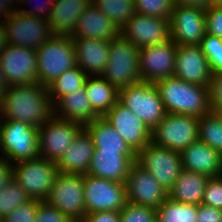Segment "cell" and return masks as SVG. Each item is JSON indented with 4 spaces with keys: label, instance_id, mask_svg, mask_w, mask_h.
<instances>
[{
    "label": "cell",
    "instance_id": "c3c4849f",
    "mask_svg": "<svg viewBox=\"0 0 222 222\" xmlns=\"http://www.w3.org/2000/svg\"><path fill=\"white\" fill-rule=\"evenodd\" d=\"M12 0H0V22H4L18 7ZM2 17V18H1Z\"/></svg>",
    "mask_w": 222,
    "mask_h": 222
},
{
    "label": "cell",
    "instance_id": "3957f363",
    "mask_svg": "<svg viewBox=\"0 0 222 222\" xmlns=\"http://www.w3.org/2000/svg\"><path fill=\"white\" fill-rule=\"evenodd\" d=\"M101 76L118 91L140 82L139 48L121 34L111 40L109 59Z\"/></svg>",
    "mask_w": 222,
    "mask_h": 222
},
{
    "label": "cell",
    "instance_id": "52a82bcc",
    "mask_svg": "<svg viewBox=\"0 0 222 222\" xmlns=\"http://www.w3.org/2000/svg\"><path fill=\"white\" fill-rule=\"evenodd\" d=\"M13 179L30 199L45 201L60 173L56 162L44 158L22 160L12 163Z\"/></svg>",
    "mask_w": 222,
    "mask_h": 222
},
{
    "label": "cell",
    "instance_id": "4dcf8cb0",
    "mask_svg": "<svg viewBox=\"0 0 222 222\" xmlns=\"http://www.w3.org/2000/svg\"><path fill=\"white\" fill-rule=\"evenodd\" d=\"M88 75L77 65L68 69L51 84L48 90L53 106L63 97L84 87Z\"/></svg>",
    "mask_w": 222,
    "mask_h": 222
},
{
    "label": "cell",
    "instance_id": "d4e9b609",
    "mask_svg": "<svg viewBox=\"0 0 222 222\" xmlns=\"http://www.w3.org/2000/svg\"><path fill=\"white\" fill-rule=\"evenodd\" d=\"M119 35L120 29L91 3L80 15L70 36L111 41Z\"/></svg>",
    "mask_w": 222,
    "mask_h": 222
},
{
    "label": "cell",
    "instance_id": "836d02e7",
    "mask_svg": "<svg viewBox=\"0 0 222 222\" xmlns=\"http://www.w3.org/2000/svg\"><path fill=\"white\" fill-rule=\"evenodd\" d=\"M198 140L222 155V118L216 112L199 117Z\"/></svg>",
    "mask_w": 222,
    "mask_h": 222
},
{
    "label": "cell",
    "instance_id": "30bf717a",
    "mask_svg": "<svg viewBox=\"0 0 222 222\" xmlns=\"http://www.w3.org/2000/svg\"><path fill=\"white\" fill-rule=\"evenodd\" d=\"M136 163L150 172L168 192L182 170L180 152L156 146L152 142L136 154Z\"/></svg>",
    "mask_w": 222,
    "mask_h": 222
},
{
    "label": "cell",
    "instance_id": "7c38bea8",
    "mask_svg": "<svg viewBox=\"0 0 222 222\" xmlns=\"http://www.w3.org/2000/svg\"><path fill=\"white\" fill-rule=\"evenodd\" d=\"M6 40L9 45H17L32 50L53 35L47 19L13 12L4 22Z\"/></svg>",
    "mask_w": 222,
    "mask_h": 222
},
{
    "label": "cell",
    "instance_id": "1f68e13d",
    "mask_svg": "<svg viewBox=\"0 0 222 222\" xmlns=\"http://www.w3.org/2000/svg\"><path fill=\"white\" fill-rule=\"evenodd\" d=\"M196 204H185L171 200L169 197L157 209L158 222H197Z\"/></svg>",
    "mask_w": 222,
    "mask_h": 222
},
{
    "label": "cell",
    "instance_id": "8992f818",
    "mask_svg": "<svg viewBox=\"0 0 222 222\" xmlns=\"http://www.w3.org/2000/svg\"><path fill=\"white\" fill-rule=\"evenodd\" d=\"M152 131L167 114L159 91L152 82L140 81L119 90V99Z\"/></svg>",
    "mask_w": 222,
    "mask_h": 222
},
{
    "label": "cell",
    "instance_id": "484cf974",
    "mask_svg": "<svg viewBox=\"0 0 222 222\" xmlns=\"http://www.w3.org/2000/svg\"><path fill=\"white\" fill-rule=\"evenodd\" d=\"M93 0H55L47 19L53 35L70 36L76 22Z\"/></svg>",
    "mask_w": 222,
    "mask_h": 222
},
{
    "label": "cell",
    "instance_id": "f907efd6",
    "mask_svg": "<svg viewBox=\"0 0 222 222\" xmlns=\"http://www.w3.org/2000/svg\"><path fill=\"white\" fill-rule=\"evenodd\" d=\"M6 45H7V40H6L4 23L0 22V53L6 47Z\"/></svg>",
    "mask_w": 222,
    "mask_h": 222
},
{
    "label": "cell",
    "instance_id": "7dc6e473",
    "mask_svg": "<svg viewBox=\"0 0 222 222\" xmlns=\"http://www.w3.org/2000/svg\"><path fill=\"white\" fill-rule=\"evenodd\" d=\"M13 179L12 163L0 158V190Z\"/></svg>",
    "mask_w": 222,
    "mask_h": 222
},
{
    "label": "cell",
    "instance_id": "603a6c76",
    "mask_svg": "<svg viewBox=\"0 0 222 222\" xmlns=\"http://www.w3.org/2000/svg\"><path fill=\"white\" fill-rule=\"evenodd\" d=\"M94 150L92 137L83 128L56 162L59 172L64 174H88Z\"/></svg>",
    "mask_w": 222,
    "mask_h": 222
},
{
    "label": "cell",
    "instance_id": "74e56055",
    "mask_svg": "<svg viewBox=\"0 0 222 222\" xmlns=\"http://www.w3.org/2000/svg\"><path fill=\"white\" fill-rule=\"evenodd\" d=\"M119 213L120 222H155L157 220V209L128 201Z\"/></svg>",
    "mask_w": 222,
    "mask_h": 222
},
{
    "label": "cell",
    "instance_id": "b9f144b4",
    "mask_svg": "<svg viewBox=\"0 0 222 222\" xmlns=\"http://www.w3.org/2000/svg\"><path fill=\"white\" fill-rule=\"evenodd\" d=\"M207 34L222 39V5H211L205 10Z\"/></svg>",
    "mask_w": 222,
    "mask_h": 222
},
{
    "label": "cell",
    "instance_id": "f5cc1de1",
    "mask_svg": "<svg viewBox=\"0 0 222 222\" xmlns=\"http://www.w3.org/2000/svg\"><path fill=\"white\" fill-rule=\"evenodd\" d=\"M211 5H222V0H211Z\"/></svg>",
    "mask_w": 222,
    "mask_h": 222
},
{
    "label": "cell",
    "instance_id": "4316f807",
    "mask_svg": "<svg viewBox=\"0 0 222 222\" xmlns=\"http://www.w3.org/2000/svg\"><path fill=\"white\" fill-rule=\"evenodd\" d=\"M54 115L62 119L77 122L83 126L99 117L92 110L84 87L63 96L54 105Z\"/></svg>",
    "mask_w": 222,
    "mask_h": 222
},
{
    "label": "cell",
    "instance_id": "8fae6325",
    "mask_svg": "<svg viewBox=\"0 0 222 222\" xmlns=\"http://www.w3.org/2000/svg\"><path fill=\"white\" fill-rule=\"evenodd\" d=\"M83 125L53 115L38 128L39 157L57 162Z\"/></svg>",
    "mask_w": 222,
    "mask_h": 222
},
{
    "label": "cell",
    "instance_id": "7402d4cb",
    "mask_svg": "<svg viewBox=\"0 0 222 222\" xmlns=\"http://www.w3.org/2000/svg\"><path fill=\"white\" fill-rule=\"evenodd\" d=\"M76 63L88 76L101 75L109 59V40L72 37Z\"/></svg>",
    "mask_w": 222,
    "mask_h": 222
},
{
    "label": "cell",
    "instance_id": "6da1fadb",
    "mask_svg": "<svg viewBox=\"0 0 222 222\" xmlns=\"http://www.w3.org/2000/svg\"><path fill=\"white\" fill-rule=\"evenodd\" d=\"M54 115L47 86L37 83L9 86L0 102V118L40 128Z\"/></svg>",
    "mask_w": 222,
    "mask_h": 222
},
{
    "label": "cell",
    "instance_id": "11a10c76",
    "mask_svg": "<svg viewBox=\"0 0 222 222\" xmlns=\"http://www.w3.org/2000/svg\"><path fill=\"white\" fill-rule=\"evenodd\" d=\"M217 113L222 118V109H220Z\"/></svg>",
    "mask_w": 222,
    "mask_h": 222
},
{
    "label": "cell",
    "instance_id": "5bb4252c",
    "mask_svg": "<svg viewBox=\"0 0 222 222\" xmlns=\"http://www.w3.org/2000/svg\"><path fill=\"white\" fill-rule=\"evenodd\" d=\"M36 50L9 45L0 53V67L9 86L38 82Z\"/></svg>",
    "mask_w": 222,
    "mask_h": 222
},
{
    "label": "cell",
    "instance_id": "e575fe53",
    "mask_svg": "<svg viewBox=\"0 0 222 222\" xmlns=\"http://www.w3.org/2000/svg\"><path fill=\"white\" fill-rule=\"evenodd\" d=\"M29 200H31L30 197L20 184L12 179L0 190V220Z\"/></svg>",
    "mask_w": 222,
    "mask_h": 222
},
{
    "label": "cell",
    "instance_id": "d6a6232c",
    "mask_svg": "<svg viewBox=\"0 0 222 222\" xmlns=\"http://www.w3.org/2000/svg\"><path fill=\"white\" fill-rule=\"evenodd\" d=\"M92 2L120 30L136 13L134 0H93Z\"/></svg>",
    "mask_w": 222,
    "mask_h": 222
},
{
    "label": "cell",
    "instance_id": "db71d44e",
    "mask_svg": "<svg viewBox=\"0 0 222 222\" xmlns=\"http://www.w3.org/2000/svg\"><path fill=\"white\" fill-rule=\"evenodd\" d=\"M13 2H14V4H16V7L19 5V7H20V4H22V2L24 1V0H12ZM18 4V5H17Z\"/></svg>",
    "mask_w": 222,
    "mask_h": 222
},
{
    "label": "cell",
    "instance_id": "816d5d0a",
    "mask_svg": "<svg viewBox=\"0 0 222 222\" xmlns=\"http://www.w3.org/2000/svg\"><path fill=\"white\" fill-rule=\"evenodd\" d=\"M8 87L9 85L6 82L4 73L2 72L0 67V102L2 100L3 93L7 90Z\"/></svg>",
    "mask_w": 222,
    "mask_h": 222
},
{
    "label": "cell",
    "instance_id": "ac0fdd59",
    "mask_svg": "<svg viewBox=\"0 0 222 222\" xmlns=\"http://www.w3.org/2000/svg\"><path fill=\"white\" fill-rule=\"evenodd\" d=\"M177 45L170 39L164 44L139 48L140 79L155 83L175 72Z\"/></svg>",
    "mask_w": 222,
    "mask_h": 222
},
{
    "label": "cell",
    "instance_id": "f546056e",
    "mask_svg": "<svg viewBox=\"0 0 222 222\" xmlns=\"http://www.w3.org/2000/svg\"><path fill=\"white\" fill-rule=\"evenodd\" d=\"M91 135L95 149L100 151H117V153H134L116 130L103 117L94 119L84 126Z\"/></svg>",
    "mask_w": 222,
    "mask_h": 222
},
{
    "label": "cell",
    "instance_id": "7a4b0ae2",
    "mask_svg": "<svg viewBox=\"0 0 222 222\" xmlns=\"http://www.w3.org/2000/svg\"><path fill=\"white\" fill-rule=\"evenodd\" d=\"M167 113L202 117L211 112L208 86L188 83L175 76L157 80Z\"/></svg>",
    "mask_w": 222,
    "mask_h": 222
},
{
    "label": "cell",
    "instance_id": "5b68a950",
    "mask_svg": "<svg viewBox=\"0 0 222 222\" xmlns=\"http://www.w3.org/2000/svg\"><path fill=\"white\" fill-rule=\"evenodd\" d=\"M0 152L10 163L39 158L38 128L0 118Z\"/></svg>",
    "mask_w": 222,
    "mask_h": 222
},
{
    "label": "cell",
    "instance_id": "d6986e66",
    "mask_svg": "<svg viewBox=\"0 0 222 222\" xmlns=\"http://www.w3.org/2000/svg\"><path fill=\"white\" fill-rule=\"evenodd\" d=\"M103 118L135 154L151 142V130L119 100Z\"/></svg>",
    "mask_w": 222,
    "mask_h": 222
},
{
    "label": "cell",
    "instance_id": "f6af8a7d",
    "mask_svg": "<svg viewBox=\"0 0 222 222\" xmlns=\"http://www.w3.org/2000/svg\"><path fill=\"white\" fill-rule=\"evenodd\" d=\"M222 210L206 204L198 205L197 222H220Z\"/></svg>",
    "mask_w": 222,
    "mask_h": 222
},
{
    "label": "cell",
    "instance_id": "44dd1931",
    "mask_svg": "<svg viewBox=\"0 0 222 222\" xmlns=\"http://www.w3.org/2000/svg\"><path fill=\"white\" fill-rule=\"evenodd\" d=\"M134 162H136L135 153H117V151L95 149L88 174L125 183L130 167Z\"/></svg>",
    "mask_w": 222,
    "mask_h": 222
},
{
    "label": "cell",
    "instance_id": "ba28073f",
    "mask_svg": "<svg viewBox=\"0 0 222 222\" xmlns=\"http://www.w3.org/2000/svg\"><path fill=\"white\" fill-rule=\"evenodd\" d=\"M84 196L83 174L59 173L45 201L64 213L72 222L84 221Z\"/></svg>",
    "mask_w": 222,
    "mask_h": 222
},
{
    "label": "cell",
    "instance_id": "7bdbcfd3",
    "mask_svg": "<svg viewBox=\"0 0 222 222\" xmlns=\"http://www.w3.org/2000/svg\"><path fill=\"white\" fill-rule=\"evenodd\" d=\"M208 89L211 111L217 113L222 109V73L212 74Z\"/></svg>",
    "mask_w": 222,
    "mask_h": 222
},
{
    "label": "cell",
    "instance_id": "cb8c5ba5",
    "mask_svg": "<svg viewBox=\"0 0 222 222\" xmlns=\"http://www.w3.org/2000/svg\"><path fill=\"white\" fill-rule=\"evenodd\" d=\"M182 169L205 174L222 175V155L200 140L194 141L180 152Z\"/></svg>",
    "mask_w": 222,
    "mask_h": 222
},
{
    "label": "cell",
    "instance_id": "f35d334b",
    "mask_svg": "<svg viewBox=\"0 0 222 222\" xmlns=\"http://www.w3.org/2000/svg\"><path fill=\"white\" fill-rule=\"evenodd\" d=\"M39 207V200L31 199L25 204L15 208L0 222H34Z\"/></svg>",
    "mask_w": 222,
    "mask_h": 222
},
{
    "label": "cell",
    "instance_id": "bcb514c9",
    "mask_svg": "<svg viewBox=\"0 0 222 222\" xmlns=\"http://www.w3.org/2000/svg\"><path fill=\"white\" fill-rule=\"evenodd\" d=\"M83 222H120L118 211L92 212L86 214Z\"/></svg>",
    "mask_w": 222,
    "mask_h": 222
},
{
    "label": "cell",
    "instance_id": "ab89813d",
    "mask_svg": "<svg viewBox=\"0 0 222 222\" xmlns=\"http://www.w3.org/2000/svg\"><path fill=\"white\" fill-rule=\"evenodd\" d=\"M202 204L222 210V175L209 178L205 186Z\"/></svg>",
    "mask_w": 222,
    "mask_h": 222
},
{
    "label": "cell",
    "instance_id": "60d3db41",
    "mask_svg": "<svg viewBox=\"0 0 222 222\" xmlns=\"http://www.w3.org/2000/svg\"><path fill=\"white\" fill-rule=\"evenodd\" d=\"M34 222H72L64 213L46 201H39Z\"/></svg>",
    "mask_w": 222,
    "mask_h": 222
},
{
    "label": "cell",
    "instance_id": "ee69618b",
    "mask_svg": "<svg viewBox=\"0 0 222 222\" xmlns=\"http://www.w3.org/2000/svg\"><path fill=\"white\" fill-rule=\"evenodd\" d=\"M54 1L55 0H46V2L43 1L44 3L34 6V8L31 10L29 9L26 10L25 8L22 7V9L17 8V11L27 16L41 17L44 19H48L50 16L51 10L53 8ZM29 2L32 4V0H24L22 3L24 5H27Z\"/></svg>",
    "mask_w": 222,
    "mask_h": 222
},
{
    "label": "cell",
    "instance_id": "d590c367",
    "mask_svg": "<svg viewBox=\"0 0 222 222\" xmlns=\"http://www.w3.org/2000/svg\"><path fill=\"white\" fill-rule=\"evenodd\" d=\"M199 45L208 59L212 74L222 73V39L206 33Z\"/></svg>",
    "mask_w": 222,
    "mask_h": 222
},
{
    "label": "cell",
    "instance_id": "ffe728a7",
    "mask_svg": "<svg viewBox=\"0 0 222 222\" xmlns=\"http://www.w3.org/2000/svg\"><path fill=\"white\" fill-rule=\"evenodd\" d=\"M173 76L188 83L209 86L212 72L200 45H177Z\"/></svg>",
    "mask_w": 222,
    "mask_h": 222
},
{
    "label": "cell",
    "instance_id": "9c48e42d",
    "mask_svg": "<svg viewBox=\"0 0 222 222\" xmlns=\"http://www.w3.org/2000/svg\"><path fill=\"white\" fill-rule=\"evenodd\" d=\"M199 117L167 113L151 131V142L181 152L198 140Z\"/></svg>",
    "mask_w": 222,
    "mask_h": 222
},
{
    "label": "cell",
    "instance_id": "8d00e7d4",
    "mask_svg": "<svg viewBox=\"0 0 222 222\" xmlns=\"http://www.w3.org/2000/svg\"><path fill=\"white\" fill-rule=\"evenodd\" d=\"M134 3L138 13L169 20L174 9L173 0H134Z\"/></svg>",
    "mask_w": 222,
    "mask_h": 222
},
{
    "label": "cell",
    "instance_id": "2e32d148",
    "mask_svg": "<svg viewBox=\"0 0 222 222\" xmlns=\"http://www.w3.org/2000/svg\"><path fill=\"white\" fill-rule=\"evenodd\" d=\"M126 198L136 205L150 206L158 209L169 197L152 174L134 162L125 180Z\"/></svg>",
    "mask_w": 222,
    "mask_h": 222
},
{
    "label": "cell",
    "instance_id": "83f0119b",
    "mask_svg": "<svg viewBox=\"0 0 222 222\" xmlns=\"http://www.w3.org/2000/svg\"><path fill=\"white\" fill-rule=\"evenodd\" d=\"M209 178L205 174L182 169L169 191V198L179 203L200 205Z\"/></svg>",
    "mask_w": 222,
    "mask_h": 222
},
{
    "label": "cell",
    "instance_id": "681fc988",
    "mask_svg": "<svg viewBox=\"0 0 222 222\" xmlns=\"http://www.w3.org/2000/svg\"><path fill=\"white\" fill-rule=\"evenodd\" d=\"M173 3L174 5L197 7L205 10L211 6V0H173Z\"/></svg>",
    "mask_w": 222,
    "mask_h": 222
},
{
    "label": "cell",
    "instance_id": "4fadbf2b",
    "mask_svg": "<svg viewBox=\"0 0 222 222\" xmlns=\"http://www.w3.org/2000/svg\"><path fill=\"white\" fill-rule=\"evenodd\" d=\"M86 214L120 211L126 204L125 183L84 174Z\"/></svg>",
    "mask_w": 222,
    "mask_h": 222
},
{
    "label": "cell",
    "instance_id": "277c9868",
    "mask_svg": "<svg viewBox=\"0 0 222 222\" xmlns=\"http://www.w3.org/2000/svg\"><path fill=\"white\" fill-rule=\"evenodd\" d=\"M38 83L44 86L77 65L71 36L54 35L36 50Z\"/></svg>",
    "mask_w": 222,
    "mask_h": 222
},
{
    "label": "cell",
    "instance_id": "9a60e30c",
    "mask_svg": "<svg viewBox=\"0 0 222 222\" xmlns=\"http://www.w3.org/2000/svg\"><path fill=\"white\" fill-rule=\"evenodd\" d=\"M169 26L176 45H199L207 33L205 9L174 5Z\"/></svg>",
    "mask_w": 222,
    "mask_h": 222
},
{
    "label": "cell",
    "instance_id": "e0dca14e",
    "mask_svg": "<svg viewBox=\"0 0 222 222\" xmlns=\"http://www.w3.org/2000/svg\"><path fill=\"white\" fill-rule=\"evenodd\" d=\"M120 34L137 48L161 45L170 40L169 19L136 12L121 28Z\"/></svg>",
    "mask_w": 222,
    "mask_h": 222
},
{
    "label": "cell",
    "instance_id": "f1b7e54d",
    "mask_svg": "<svg viewBox=\"0 0 222 222\" xmlns=\"http://www.w3.org/2000/svg\"><path fill=\"white\" fill-rule=\"evenodd\" d=\"M84 88L92 110L99 117H103L119 99V91L101 75L88 76Z\"/></svg>",
    "mask_w": 222,
    "mask_h": 222
}]
</instances>
